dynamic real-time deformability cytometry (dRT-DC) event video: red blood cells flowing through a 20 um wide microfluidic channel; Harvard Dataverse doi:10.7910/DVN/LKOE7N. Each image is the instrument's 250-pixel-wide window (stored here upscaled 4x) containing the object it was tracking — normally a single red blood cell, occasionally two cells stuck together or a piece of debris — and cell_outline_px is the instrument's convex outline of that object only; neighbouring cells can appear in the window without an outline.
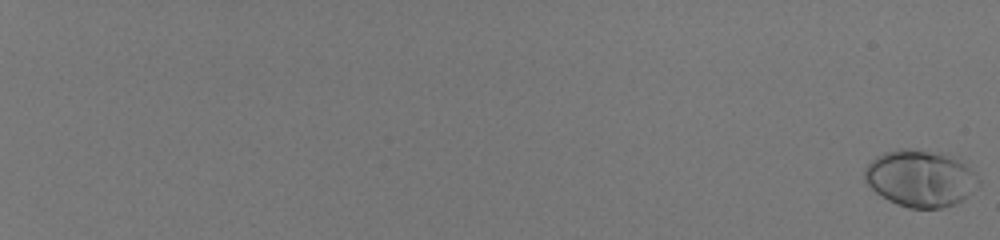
{"species": "human", "species_latin": "Homo sapiens", "temperature_condition": "room temperature", "stored_images_in_passage": 60, "camera_frame_rate_fps": 3000, "um_per_image_px": 0.085, "donor": {"sex": "male"}, "frame": {"image": 1, "passage_image": 1, "time_ms": 0.0, "image_size_px": [1000, 240], "cell_outline_px": [[972, 172], [968, 196], [956, 204], [940, 208], [908, 208], [896, 204], [888, 200], [876, 192], [864, 180], [864, 168], [876, 156], [884, 152], [900, 148], [908, 148], [948, 152], [964, 164]], "centroid_in_image_um": [78.11, 15.13], "position_along_channel_um": 6.9, "area_um2": 37.05}}
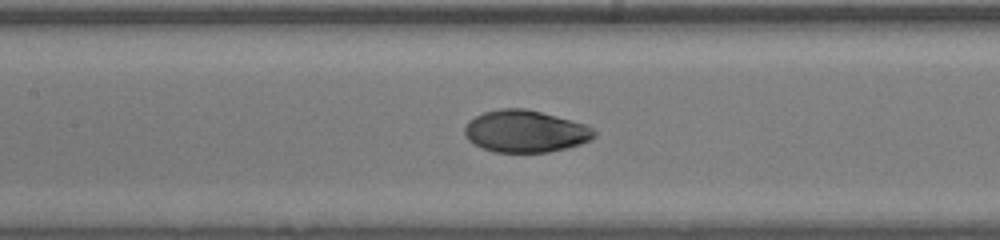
{"frame": {"image": 2, "passage_image": 36, "time_ms": 11.667, "image_size_px": [1000, 240], "cell_outline_px": [[596, 136], [592, 140], [568, 148], [548, 152], [492, 152], [468, 140], [464, 136], [464, 128], [468, 120], [484, 112], [500, 108], [524, 108], [556, 116], [584, 124], [592, 128], [596, 132]], "centroid_in_image_um": [44.65, 11.16], "position_along_channel_um": 162.8, "area_um2": 31.79}}
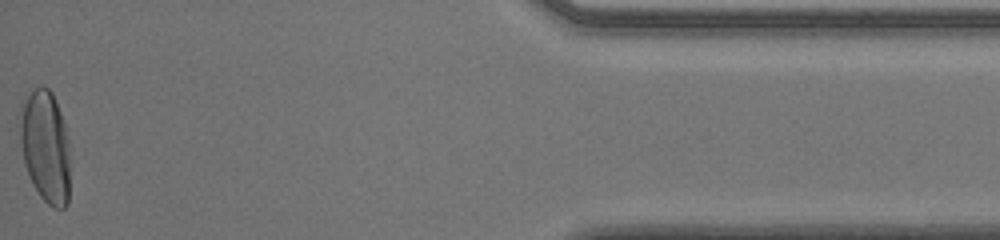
{"frame": {"image": 3, "passage_image": 60, "time_ms": 19.667, "image_size_px": [1000, 240], "cell_outline_px": [[68, 204], [64, 208], [52, 208], [40, 196], [32, 184], [24, 164], [20, 144], [16, 120], [16, 116], [20, 104], [28, 92], [32, 88], [40, 84], [44, 84], [52, 92], [60, 112], [64, 124], [68, 140]], "centroid_in_image_um": [3.78, 12.36], "position_along_channel_um": 431.4, "area_um2": 33.76}, "authors_computed_cell_mechanics": {"area_um2": 32.3391, "velocity_mm_per_s": 4.0456, "shape_relaxation_time_tau1_ms": 3.2876, "shape_relaxation_time_tau2_ms": null, "deformation_change_tau1": 0.1963, "deformation_change_tau2": null}}